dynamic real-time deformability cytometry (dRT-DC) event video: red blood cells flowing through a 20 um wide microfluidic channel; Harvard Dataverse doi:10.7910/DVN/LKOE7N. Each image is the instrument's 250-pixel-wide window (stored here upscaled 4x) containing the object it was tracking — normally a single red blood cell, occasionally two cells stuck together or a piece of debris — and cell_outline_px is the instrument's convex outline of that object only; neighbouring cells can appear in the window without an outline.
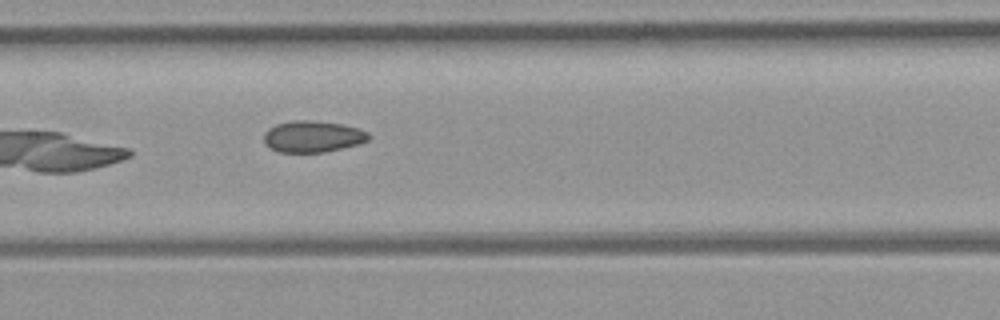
{"species": "common noctule bat (a hibernating species)", "species_latin": "Nyctalus noctula", "temperature_condition": "room temperature", "stored_images_in_passage": 8, "camera_frame_rate_fps": 3000, "um_per_image_px": 0.085, "animal": {"sex": "female", "body_mass_g": 21.9}, "frame": {"image": 1, "passage_image": 8, "time_ms": 8.0, "image_size_px": [1000, 320], "cell_outline_px": [[372, 136], [368, 140], [360, 144], [324, 152], [280, 152], [264, 144], [264, 132], [268, 128], [276, 124], [292, 120], [308, 120], [340, 124], [356, 128], [368, 132]], "centroid_in_image_um": [26.57, 11.6], "position_along_channel_um": 180.8, "area_um2": 19.19}}